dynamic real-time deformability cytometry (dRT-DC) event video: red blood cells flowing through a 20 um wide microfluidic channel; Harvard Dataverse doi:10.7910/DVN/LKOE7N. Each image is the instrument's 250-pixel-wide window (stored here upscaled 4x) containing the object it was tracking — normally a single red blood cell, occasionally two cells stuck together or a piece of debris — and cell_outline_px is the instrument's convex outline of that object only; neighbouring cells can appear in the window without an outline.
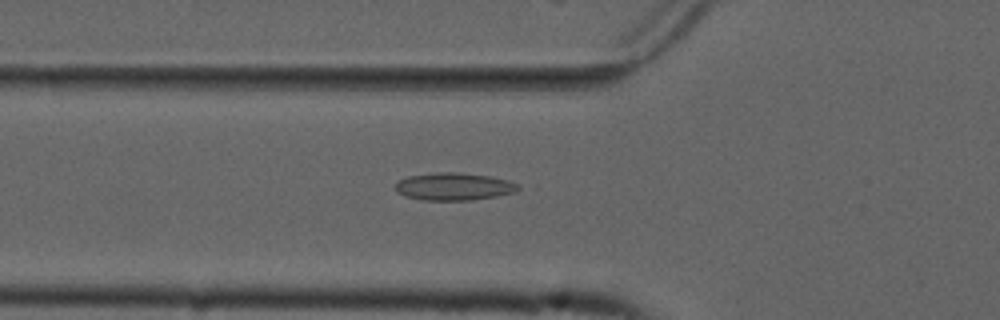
{"species": "common noctule bat (a hibernating species)", "species_latin": "Nyctalus noctula", "temperature_condition": "cold", "stored_images_in_passage": 47, "camera_frame_rate_fps": 3000, "um_per_image_px": 0.085, "animal": {"sex": "male", "forearm_length_mm": 52.5}, "frame": {"image": 1, "passage_image": 12, "time_ms": 3.667, "image_size_px": [1000, 320], "cell_outline_px": [[520, 188], [516, 192], [496, 196], [472, 200], [424, 200], [404, 196], [396, 192], [396, 184], [400, 180], [408, 176], [436, 172], [456, 172], [488, 176], [508, 180], [520, 184]], "centroid_in_image_um": [38.6, 15.86], "position_along_channel_um": 87.2, "area_um2": 19.71}}
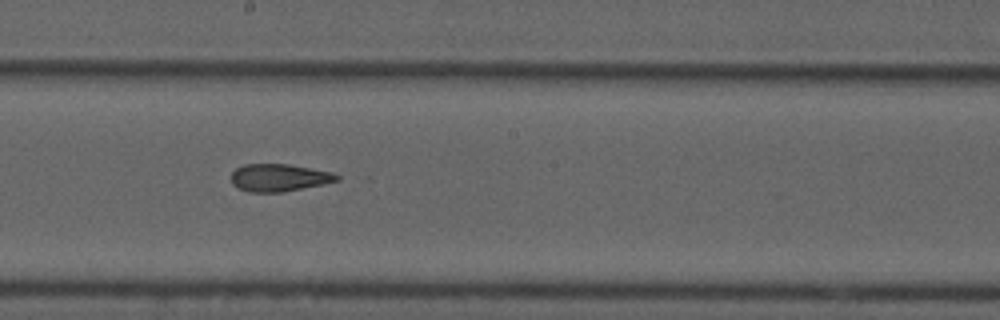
{"frame": {"image": 2, "passage_image": 23, "time_ms": 7.333, "image_size_px": [1000, 320], "cell_outline_px": [[340, 180], [324, 184], [280, 192], [248, 192], [236, 188], [232, 184], [232, 172], [236, 168], [244, 164], [288, 164], [332, 172], [340, 176]], "centroid_in_image_um": [23.7, 15.1], "position_along_channel_um": 224.5, "area_um2": 16.94}}
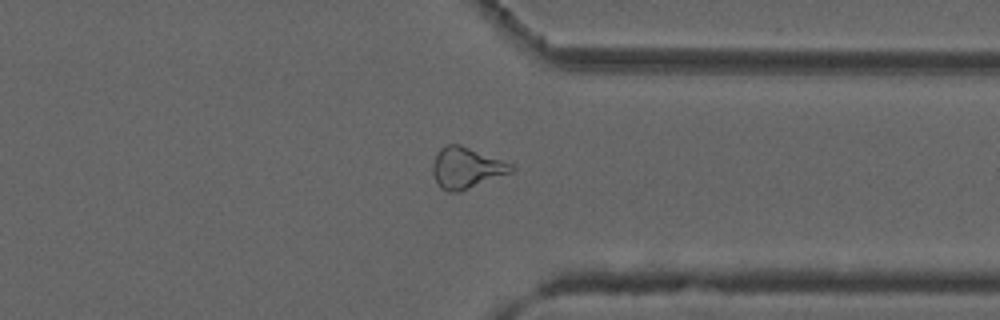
{"frame": {"image": 3, "passage_image": 35, "time_ms": 11.333, "image_size_px": [1000, 320], "cell_outline_px": [[516, 168], [512, 172], [460, 192], [448, 192], [440, 188], [432, 172], [432, 164], [436, 152], [440, 148], [448, 144], [460, 144], [512, 164]], "centroid_in_image_um": [39.62, 14.27], "position_along_channel_um": 371.8, "area_um2": 18.84}, "authors_computed_cell_mechanics": {"area_um2": 18.8428, "velocity_mm_per_s": 3.725, "shape_relaxation_time_tau1_ms": null, "shape_relaxation_time_tau2_ms": 3.4501, "deformation_change_tau1": null, "deformation_change_tau2": 0.1237}}